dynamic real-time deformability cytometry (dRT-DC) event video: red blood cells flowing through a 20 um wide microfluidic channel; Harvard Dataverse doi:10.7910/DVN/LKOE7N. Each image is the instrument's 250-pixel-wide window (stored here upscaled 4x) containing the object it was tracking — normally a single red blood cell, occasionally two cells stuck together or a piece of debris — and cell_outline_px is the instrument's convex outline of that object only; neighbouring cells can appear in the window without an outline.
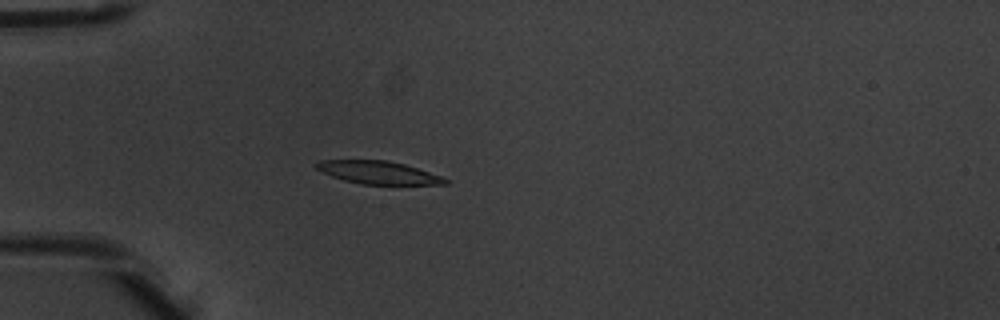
{"species": "common noctule bat (a hibernating species)", "species_latin": "Nyctalus noctula", "temperature_condition": "warm", "stored_images_in_passage": 5, "camera_frame_rate_fps": 3000, "um_per_image_px": 0.085, "animal": {"sex": "male", "body_mass_g": 20.1, "forearm_length_mm": 53.5}, "frame": {"image": 1, "passage_image": 4, "time_ms": 1.0, "image_size_px": [1000, 320], "cell_outline_px": [[448, 184], [360, 184], [344, 180], [332, 176], [316, 168], [312, 164], [320, 160], [388, 160], [404, 164], [440, 176], [448, 180]], "centroid_in_image_um": [32.1, 14.65], "position_along_channel_um": 52.9, "area_um2": 16.94}}